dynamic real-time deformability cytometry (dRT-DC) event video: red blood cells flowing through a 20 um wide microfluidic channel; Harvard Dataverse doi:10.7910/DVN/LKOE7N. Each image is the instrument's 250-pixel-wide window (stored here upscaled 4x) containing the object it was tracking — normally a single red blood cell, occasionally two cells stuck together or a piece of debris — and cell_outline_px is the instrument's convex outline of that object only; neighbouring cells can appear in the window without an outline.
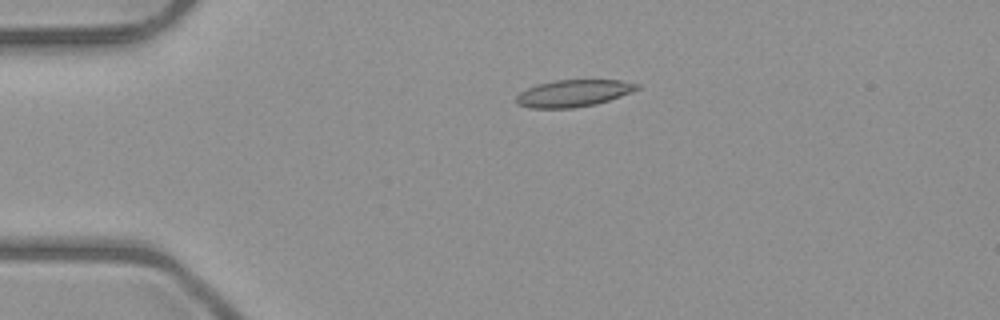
{"species": "common noctule bat (a hibernating species)", "species_latin": "Nyctalus noctula", "temperature_condition": "room temperature", "stored_images_in_passage": 2, "camera_frame_rate_fps": 3000, "um_per_image_px": 0.085, "animal": {"sex": "male", "body_mass_g": 23.1, "forearm_length_mm": 52.7}, "frame": {"image": 1, "passage_image": 1, "time_ms": 0.0, "image_size_px": [1000, 320], "cell_outline_px": [[640, 88], [620, 96], [596, 104], [572, 108], [528, 108], [516, 104], [516, 96], [520, 92], [536, 84], [556, 80], [620, 80], [640, 84]], "centroid_in_image_um": [48.71, 7.93], "position_along_channel_um": 36.3, "area_um2": 18.96}}